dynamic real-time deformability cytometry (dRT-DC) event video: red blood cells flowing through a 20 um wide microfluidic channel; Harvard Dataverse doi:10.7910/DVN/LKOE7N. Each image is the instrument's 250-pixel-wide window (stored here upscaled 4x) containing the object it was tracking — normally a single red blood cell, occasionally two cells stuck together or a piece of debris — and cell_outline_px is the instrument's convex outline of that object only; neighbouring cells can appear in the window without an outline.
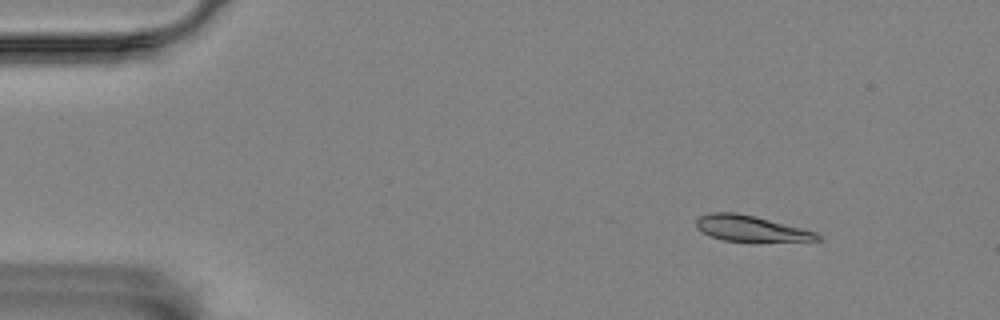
{"species": "Egyptian fruit bat (a non-hibernating species)", "species_latin": "Rousettus aegyptiacus", "temperature_condition": "room temperature", "stored_images_in_passage": 5, "camera_frame_rate_fps": 3000, "um_per_image_px": 0.085, "animal": {"sex": "female"}, "frame": {"image": 1, "passage_image": 1, "time_ms": 0.0, "image_size_px": [1000, 320], "cell_outline_px": [[824, 240], [752, 244], [724, 240], [700, 232], [696, 228], [696, 220], [700, 216], [712, 212], [736, 212], [756, 216], [816, 232]], "centroid_in_image_um": [63.86, 19.47], "position_along_channel_um": 21.1, "area_um2": 19.13}}
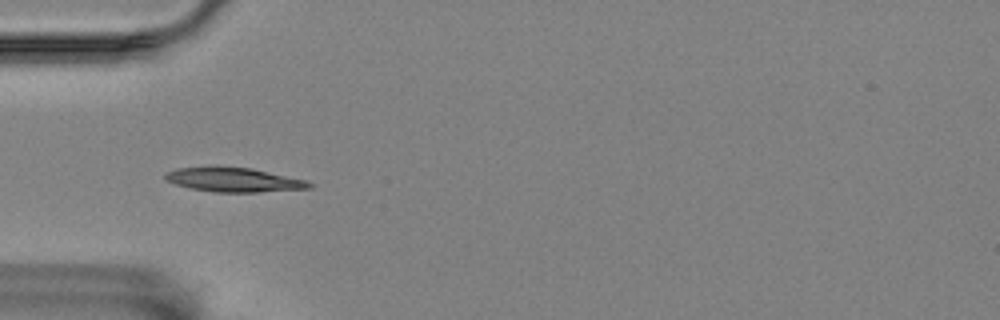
{"frame": {"image": 2, "passage_image": 4, "time_ms": 3.667, "image_size_px": [1000, 320], "cell_outline_px": [[316, 184], [312, 188], [256, 192], [216, 192], [192, 188], [176, 184], [164, 180], [164, 172], [176, 168], [208, 164], [216, 164], [252, 168], [308, 180]], "centroid_in_image_um": [19.84, 15.23], "position_along_channel_um": 65.2, "area_um2": 21.27}}
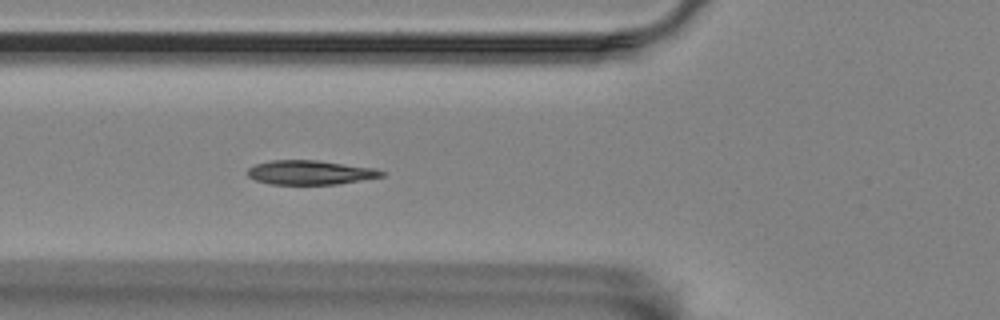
{"frame": {"image": 3, "passage_image": 5, "time_ms": 4.667, "image_size_px": [1000, 320], "cell_outline_px": [[384, 176], [336, 184], [268, 184], [256, 180], [248, 176], [244, 172], [248, 168], [256, 164], [272, 160], [316, 160], [376, 168], [384, 172]], "centroid_in_image_um": [26.32, 14.66], "position_along_channel_um": 99.5, "area_um2": 18.9}}